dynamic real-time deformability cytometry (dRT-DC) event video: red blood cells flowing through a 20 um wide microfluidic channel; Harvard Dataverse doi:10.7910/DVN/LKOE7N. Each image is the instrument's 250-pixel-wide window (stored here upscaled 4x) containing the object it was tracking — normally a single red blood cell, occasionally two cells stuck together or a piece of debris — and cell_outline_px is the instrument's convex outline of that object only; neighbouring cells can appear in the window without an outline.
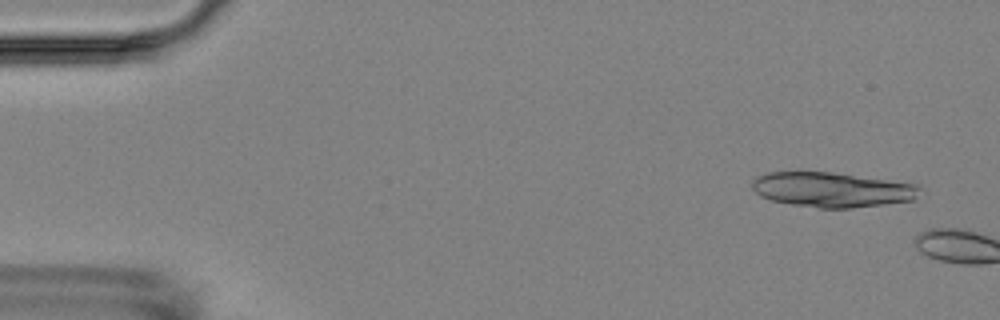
{"species": "Egyptian fruit bat (a non-hibernating species)", "species_latin": "Rousettus aegyptiacus", "temperature_condition": "room temperature", "stored_images_in_passage": 2, "camera_frame_rate_fps": 3000, "um_per_image_px": 0.085, "animal": {"sex": "female"}, "frame": {"image": 1, "passage_image": 1, "time_ms": 0.0, "image_size_px": [1000, 320], "cell_outline_px": [[920, 188], [916, 200], [852, 208], [820, 208], [792, 204], [772, 200], [760, 196], [752, 188], [752, 180], [768, 172], [832, 172], [920, 184]], "centroid_in_image_um": [70.77, 16.12], "position_along_channel_um": 14.2, "area_um2": 34.1}}